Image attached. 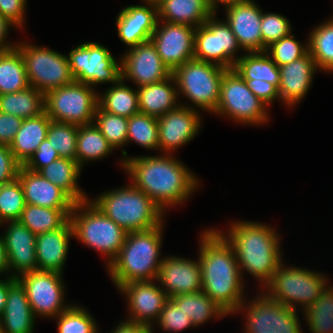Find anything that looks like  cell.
<instances>
[{"label":"cell","instance_id":"19","mask_svg":"<svg viewBox=\"0 0 333 333\" xmlns=\"http://www.w3.org/2000/svg\"><path fill=\"white\" fill-rule=\"evenodd\" d=\"M183 104L158 117L159 149L172 152L192 140L201 127L200 114Z\"/></svg>","mask_w":333,"mask_h":333},{"label":"cell","instance_id":"3","mask_svg":"<svg viewBox=\"0 0 333 333\" xmlns=\"http://www.w3.org/2000/svg\"><path fill=\"white\" fill-rule=\"evenodd\" d=\"M228 232L219 231L233 247L241 275L246 270L266 285L282 261L276 230L261 223L238 221Z\"/></svg>","mask_w":333,"mask_h":333},{"label":"cell","instance_id":"6","mask_svg":"<svg viewBox=\"0 0 333 333\" xmlns=\"http://www.w3.org/2000/svg\"><path fill=\"white\" fill-rule=\"evenodd\" d=\"M81 210H83L82 213ZM69 220L73 228V237L105 254L108 258L107 266H109L119 254L127 232L108 218L89 199L75 203Z\"/></svg>","mask_w":333,"mask_h":333},{"label":"cell","instance_id":"41","mask_svg":"<svg viewBox=\"0 0 333 333\" xmlns=\"http://www.w3.org/2000/svg\"><path fill=\"white\" fill-rule=\"evenodd\" d=\"M304 313L312 333H333V287L326 288Z\"/></svg>","mask_w":333,"mask_h":333},{"label":"cell","instance_id":"33","mask_svg":"<svg viewBox=\"0 0 333 333\" xmlns=\"http://www.w3.org/2000/svg\"><path fill=\"white\" fill-rule=\"evenodd\" d=\"M233 69L244 80L259 79L272 83L277 88L279 87V67L272 61L265 51L248 52L247 55L240 56L235 62Z\"/></svg>","mask_w":333,"mask_h":333},{"label":"cell","instance_id":"38","mask_svg":"<svg viewBox=\"0 0 333 333\" xmlns=\"http://www.w3.org/2000/svg\"><path fill=\"white\" fill-rule=\"evenodd\" d=\"M112 150L113 147L94 123L78 126L76 158L81 167L84 162L101 159Z\"/></svg>","mask_w":333,"mask_h":333},{"label":"cell","instance_id":"29","mask_svg":"<svg viewBox=\"0 0 333 333\" xmlns=\"http://www.w3.org/2000/svg\"><path fill=\"white\" fill-rule=\"evenodd\" d=\"M157 7L159 21L194 28L203 25L213 14L207 0H161Z\"/></svg>","mask_w":333,"mask_h":333},{"label":"cell","instance_id":"36","mask_svg":"<svg viewBox=\"0 0 333 333\" xmlns=\"http://www.w3.org/2000/svg\"><path fill=\"white\" fill-rule=\"evenodd\" d=\"M170 299L190 317L193 327L207 322L213 316H227V313L202 290L175 295Z\"/></svg>","mask_w":333,"mask_h":333},{"label":"cell","instance_id":"46","mask_svg":"<svg viewBox=\"0 0 333 333\" xmlns=\"http://www.w3.org/2000/svg\"><path fill=\"white\" fill-rule=\"evenodd\" d=\"M308 51V43L306 45L300 44L291 33L271 43L265 50L278 67L303 57Z\"/></svg>","mask_w":333,"mask_h":333},{"label":"cell","instance_id":"35","mask_svg":"<svg viewBox=\"0 0 333 333\" xmlns=\"http://www.w3.org/2000/svg\"><path fill=\"white\" fill-rule=\"evenodd\" d=\"M29 86L20 51L15 47L0 52V95L18 92Z\"/></svg>","mask_w":333,"mask_h":333},{"label":"cell","instance_id":"21","mask_svg":"<svg viewBox=\"0 0 333 333\" xmlns=\"http://www.w3.org/2000/svg\"><path fill=\"white\" fill-rule=\"evenodd\" d=\"M144 1L146 6L125 7L116 20L118 36L129 48L149 41L157 27L158 7L150 0Z\"/></svg>","mask_w":333,"mask_h":333},{"label":"cell","instance_id":"22","mask_svg":"<svg viewBox=\"0 0 333 333\" xmlns=\"http://www.w3.org/2000/svg\"><path fill=\"white\" fill-rule=\"evenodd\" d=\"M157 281L164 287L163 290L168 298L200 291L202 290L200 262L176 256L163 258Z\"/></svg>","mask_w":333,"mask_h":333},{"label":"cell","instance_id":"51","mask_svg":"<svg viewBox=\"0 0 333 333\" xmlns=\"http://www.w3.org/2000/svg\"><path fill=\"white\" fill-rule=\"evenodd\" d=\"M26 2V0H0V14L16 27H22Z\"/></svg>","mask_w":333,"mask_h":333},{"label":"cell","instance_id":"8","mask_svg":"<svg viewBox=\"0 0 333 333\" xmlns=\"http://www.w3.org/2000/svg\"><path fill=\"white\" fill-rule=\"evenodd\" d=\"M227 70L214 63L192 59L176 68L172 75L178 92L202 110L214 113L219 103L222 77Z\"/></svg>","mask_w":333,"mask_h":333},{"label":"cell","instance_id":"27","mask_svg":"<svg viewBox=\"0 0 333 333\" xmlns=\"http://www.w3.org/2000/svg\"><path fill=\"white\" fill-rule=\"evenodd\" d=\"M73 228L68 220L61 228L36 235L35 249L39 271L62 273Z\"/></svg>","mask_w":333,"mask_h":333},{"label":"cell","instance_id":"23","mask_svg":"<svg viewBox=\"0 0 333 333\" xmlns=\"http://www.w3.org/2000/svg\"><path fill=\"white\" fill-rule=\"evenodd\" d=\"M8 224L9 227L1 237L7 252L9 270L14 268L16 273L18 272L10 276L17 278L22 274L37 271L36 235L19 220L8 221Z\"/></svg>","mask_w":333,"mask_h":333},{"label":"cell","instance_id":"14","mask_svg":"<svg viewBox=\"0 0 333 333\" xmlns=\"http://www.w3.org/2000/svg\"><path fill=\"white\" fill-rule=\"evenodd\" d=\"M16 279L25 288L34 316L57 317L70 307L64 306L62 273L37 270Z\"/></svg>","mask_w":333,"mask_h":333},{"label":"cell","instance_id":"54","mask_svg":"<svg viewBox=\"0 0 333 333\" xmlns=\"http://www.w3.org/2000/svg\"><path fill=\"white\" fill-rule=\"evenodd\" d=\"M153 328L145 324L122 322L111 333H152Z\"/></svg>","mask_w":333,"mask_h":333},{"label":"cell","instance_id":"32","mask_svg":"<svg viewBox=\"0 0 333 333\" xmlns=\"http://www.w3.org/2000/svg\"><path fill=\"white\" fill-rule=\"evenodd\" d=\"M45 95L29 86L21 91L0 95V111L21 119L36 117L45 111Z\"/></svg>","mask_w":333,"mask_h":333},{"label":"cell","instance_id":"59","mask_svg":"<svg viewBox=\"0 0 333 333\" xmlns=\"http://www.w3.org/2000/svg\"><path fill=\"white\" fill-rule=\"evenodd\" d=\"M150 1L154 2L157 5L161 0H150Z\"/></svg>","mask_w":333,"mask_h":333},{"label":"cell","instance_id":"49","mask_svg":"<svg viewBox=\"0 0 333 333\" xmlns=\"http://www.w3.org/2000/svg\"><path fill=\"white\" fill-rule=\"evenodd\" d=\"M59 158L58 152L51 146L47 138H45L38 146L37 151L33 153L23 167L30 171L38 172L41 168Z\"/></svg>","mask_w":333,"mask_h":333},{"label":"cell","instance_id":"20","mask_svg":"<svg viewBox=\"0 0 333 333\" xmlns=\"http://www.w3.org/2000/svg\"><path fill=\"white\" fill-rule=\"evenodd\" d=\"M227 23L240 48L246 52H262V11L252 0H242L226 7Z\"/></svg>","mask_w":333,"mask_h":333},{"label":"cell","instance_id":"37","mask_svg":"<svg viewBox=\"0 0 333 333\" xmlns=\"http://www.w3.org/2000/svg\"><path fill=\"white\" fill-rule=\"evenodd\" d=\"M99 97L98 105L106 112L126 118L140 112L137 90L126 86L122 78Z\"/></svg>","mask_w":333,"mask_h":333},{"label":"cell","instance_id":"45","mask_svg":"<svg viewBox=\"0 0 333 333\" xmlns=\"http://www.w3.org/2000/svg\"><path fill=\"white\" fill-rule=\"evenodd\" d=\"M58 333H98L94 318L79 306H70L58 315Z\"/></svg>","mask_w":333,"mask_h":333},{"label":"cell","instance_id":"55","mask_svg":"<svg viewBox=\"0 0 333 333\" xmlns=\"http://www.w3.org/2000/svg\"><path fill=\"white\" fill-rule=\"evenodd\" d=\"M10 26H15L12 24L5 16L0 14V52L10 50L16 47V45H12V43H8L5 41L8 29Z\"/></svg>","mask_w":333,"mask_h":333},{"label":"cell","instance_id":"15","mask_svg":"<svg viewBox=\"0 0 333 333\" xmlns=\"http://www.w3.org/2000/svg\"><path fill=\"white\" fill-rule=\"evenodd\" d=\"M261 294L247 306L246 333H302L297 309Z\"/></svg>","mask_w":333,"mask_h":333},{"label":"cell","instance_id":"24","mask_svg":"<svg viewBox=\"0 0 333 333\" xmlns=\"http://www.w3.org/2000/svg\"><path fill=\"white\" fill-rule=\"evenodd\" d=\"M19 179L26 204L52 209H73L75 201L60 187L41 176L20 166Z\"/></svg>","mask_w":333,"mask_h":333},{"label":"cell","instance_id":"4","mask_svg":"<svg viewBox=\"0 0 333 333\" xmlns=\"http://www.w3.org/2000/svg\"><path fill=\"white\" fill-rule=\"evenodd\" d=\"M163 223L152 229L127 232L117 257L107 267L117 288L135 281L157 280Z\"/></svg>","mask_w":333,"mask_h":333},{"label":"cell","instance_id":"50","mask_svg":"<svg viewBox=\"0 0 333 333\" xmlns=\"http://www.w3.org/2000/svg\"><path fill=\"white\" fill-rule=\"evenodd\" d=\"M20 166L9 146L0 144V185L15 180Z\"/></svg>","mask_w":333,"mask_h":333},{"label":"cell","instance_id":"44","mask_svg":"<svg viewBox=\"0 0 333 333\" xmlns=\"http://www.w3.org/2000/svg\"><path fill=\"white\" fill-rule=\"evenodd\" d=\"M25 206L24 191L18 178L0 185V225L19 220Z\"/></svg>","mask_w":333,"mask_h":333},{"label":"cell","instance_id":"10","mask_svg":"<svg viewBox=\"0 0 333 333\" xmlns=\"http://www.w3.org/2000/svg\"><path fill=\"white\" fill-rule=\"evenodd\" d=\"M16 48L23 57L29 85L44 95L75 81L67 56L29 43H19Z\"/></svg>","mask_w":333,"mask_h":333},{"label":"cell","instance_id":"16","mask_svg":"<svg viewBox=\"0 0 333 333\" xmlns=\"http://www.w3.org/2000/svg\"><path fill=\"white\" fill-rule=\"evenodd\" d=\"M159 23L158 20L150 40L155 45L163 63L173 72L187 61L194 59L196 28L168 22L162 23L160 27Z\"/></svg>","mask_w":333,"mask_h":333},{"label":"cell","instance_id":"7","mask_svg":"<svg viewBox=\"0 0 333 333\" xmlns=\"http://www.w3.org/2000/svg\"><path fill=\"white\" fill-rule=\"evenodd\" d=\"M281 262L265 285V292L276 302L296 309L295 303L307 309L327 288L325 276L311 270L296 267L285 268Z\"/></svg>","mask_w":333,"mask_h":333},{"label":"cell","instance_id":"39","mask_svg":"<svg viewBox=\"0 0 333 333\" xmlns=\"http://www.w3.org/2000/svg\"><path fill=\"white\" fill-rule=\"evenodd\" d=\"M309 53L315 61L317 68L324 71H333V18L318 25L308 40Z\"/></svg>","mask_w":333,"mask_h":333},{"label":"cell","instance_id":"1","mask_svg":"<svg viewBox=\"0 0 333 333\" xmlns=\"http://www.w3.org/2000/svg\"><path fill=\"white\" fill-rule=\"evenodd\" d=\"M121 162L131 176L132 184L143 191L165 212L167 206L181 204L191 196L199 183L194 174L171 153L164 156H140Z\"/></svg>","mask_w":333,"mask_h":333},{"label":"cell","instance_id":"58","mask_svg":"<svg viewBox=\"0 0 333 333\" xmlns=\"http://www.w3.org/2000/svg\"><path fill=\"white\" fill-rule=\"evenodd\" d=\"M242 0H207L210 10L215 13L217 11V4L220 2L223 3L225 7L231 6L236 2H240Z\"/></svg>","mask_w":333,"mask_h":333},{"label":"cell","instance_id":"26","mask_svg":"<svg viewBox=\"0 0 333 333\" xmlns=\"http://www.w3.org/2000/svg\"><path fill=\"white\" fill-rule=\"evenodd\" d=\"M35 316L25 288L12 276H8L6 306L0 317L2 333H33Z\"/></svg>","mask_w":333,"mask_h":333},{"label":"cell","instance_id":"60","mask_svg":"<svg viewBox=\"0 0 333 333\" xmlns=\"http://www.w3.org/2000/svg\"><path fill=\"white\" fill-rule=\"evenodd\" d=\"M0 333H2L1 320H0Z\"/></svg>","mask_w":333,"mask_h":333},{"label":"cell","instance_id":"12","mask_svg":"<svg viewBox=\"0 0 333 333\" xmlns=\"http://www.w3.org/2000/svg\"><path fill=\"white\" fill-rule=\"evenodd\" d=\"M68 62L74 80L91 87L116 83L121 78V62L109 50L95 42L83 43L71 50Z\"/></svg>","mask_w":333,"mask_h":333},{"label":"cell","instance_id":"28","mask_svg":"<svg viewBox=\"0 0 333 333\" xmlns=\"http://www.w3.org/2000/svg\"><path fill=\"white\" fill-rule=\"evenodd\" d=\"M176 87L173 75L163 81L139 87L137 94L140 113L158 118L176 109L179 106L176 103L179 96Z\"/></svg>","mask_w":333,"mask_h":333},{"label":"cell","instance_id":"25","mask_svg":"<svg viewBox=\"0 0 333 333\" xmlns=\"http://www.w3.org/2000/svg\"><path fill=\"white\" fill-rule=\"evenodd\" d=\"M309 51L295 61L279 67V99L289 106L295 105L308 92L317 70Z\"/></svg>","mask_w":333,"mask_h":333},{"label":"cell","instance_id":"40","mask_svg":"<svg viewBox=\"0 0 333 333\" xmlns=\"http://www.w3.org/2000/svg\"><path fill=\"white\" fill-rule=\"evenodd\" d=\"M130 141L147 149H159L158 118L140 112L129 117L127 142Z\"/></svg>","mask_w":333,"mask_h":333},{"label":"cell","instance_id":"31","mask_svg":"<svg viewBox=\"0 0 333 333\" xmlns=\"http://www.w3.org/2000/svg\"><path fill=\"white\" fill-rule=\"evenodd\" d=\"M81 169L78 162L60 157L41 168L38 173L54 185L60 187L78 203L88 200L85 193L77 186Z\"/></svg>","mask_w":333,"mask_h":333},{"label":"cell","instance_id":"2","mask_svg":"<svg viewBox=\"0 0 333 333\" xmlns=\"http://www.w3.org/2000/svg\"><path fill=\"white\" fill-rule=\"evenodd\" d=\"M202 291L227 314L244 310V288L233 247L218 232H203L200 242Z\"/></svg>","mask_w":333,"mask_h":333},{"label":"cell","instance_id":"13","mask_svg":"<svg viewBox=\"0 0 333 333\" xmlns=\"http://www.w3.org/2000/svg\"><path fill=\"white\" fill-rule=\"evenodd\" d=\"M240 50L236 37L226 21H218L213 13L195 29L194 59L233 69Z\"/></svg>","mask_w":333,"mask_h":333},{"label":"cell","instance_id":"53","mask_svg":"<svg viewBox=\"0 0 333 333\" xmlns=\"http://www.w3.org/2000/svg\"><path fill=\"white\" fill-rule=\"evenodd\" d=\"M250 90L258 97L268 108V106L279 98L278 88L269 82L262 80H245Z\"/></svg>","mask_w":333,"mask_h":333},{"label":"cell","instance_id":"34","mask_svg":"<svg viewBox=\"0 0 333 333\" xmlns=\"http://www.w3.org/2000/svg\"><path fill=\"white\" fill-rule=\"evenodd\" d=\"M73 209H52L26 204L19 221L33 234L55 231L68 220Z\"/></svg>","mask_w":333,"mask_h":333},{"label":"cell","instance_id":"47","mask_svg":"<svg viewBox=\"0 0 333 333\" xmlns=\"http://www.w3.org/2000/svg\"><path fill=\"white\" fill-rule=\"evenodd\" d=\"M290 22L282 15L275 13L262 12L261 36L262 52L266 50L271 43L280 40L291 33Z\"/></svg>","mask_w":333,"mask_h":333},{"label":"cell","instance_id":"42","mask_svg":"<svg viewBox=\"0 0 333 333\" xmlns=\"http://www.w3.org/2000/svg\"><path fill=\"white\" fill-rule=\"evenodd\" d=\"M77 133L78 125L51 120L46 138L60 157L77 162Z\"/></svg>","mask_w":333,"mask_h":333},{"label":"cell","instance_id":"43","mask_svg":"<svg viewBox=\"0 0 333 333\" xmlns=\"http://www.w3.org/2000/svg\"><path fill=\"white\" fill-rule=\"evenodd\" d=\"M93 123L113 149L127 143L128 118L104 111L99 105ZM96 122V123H95Z\"/></svg>","mask_w":333,"mask_h":333},{"label":"cell","instance_id":"30","mask_svg":"<svg viewBox=\"0 0 333 333\" xmlns=\"http://www.w3.org/2000/svg\"><path fill=\"white\" fill-rule=\"evenodd\" d=\"M51 118L42 114L24 119L9 148L16 161L23 166L46 138Z\"/></svg>","mask_w":333,"mask_h":333},{"label":"cell","instance_id":"48","mask_svg":"<svg viewBox=\"0 0 333 333\" xmlns=\"http://www.w3.org/2000/svg\"><path fill=\"white\" fill-rule=\"evenodd\" d=\"M165 331L179 332L193 326L189 316L182 311L170 298L164 304L157 321Z\"/></svg>","mask_w":333,"mask_h":333},{"label":"cell","instance_id":"56","mask_svg":"<svg viewBox=\"0 0 333 333\" xmlns=\"http://www.w3.org/2000/svg\"><path fill=\"white\" fill-rule=\"evenodd\" d=\"M8 295V278L6 280H0V317L6 306V299Z\"/></svg>","mask_w":333,"mask_h":333},{"label":"cell","instance_id":"18","mask_svg":"<svg viewBox=\"0 0 333 333\" xmlns=\"http://www.w3.org/2000/svg\"><path fill=\"white\" fill-rule=\"evenodd\" d=\"M119 291L127 296L130 316L126 322L153 326L152 319L158 320L164 304L169 299L164 290L152 280L128 282Z\"/></svg>","mask_w":333,"mask_h":333},{"label":"cell","instance_id":"57","mask_svg":"<svg viewBox=\"0 0 333 333\" xmlns=\"http://www.w3.org/2000/svg\"><path fill=\"white\" fill-rule=\"evenodd\" d=\"M9 271L8 257L2 237H0V273Z\"/></svg>","mask_w":333,"mask_h":333},{"label":"cell","instance_id":"17","mask_svg":"<svg viewBox=\"0 0 333 333\" xmlns=\"http://www.w3.org/2000/svg\"><path fill=\"white\" fill-rule=\"evenodd\" d=\"M126 53L120 60L121 78L132 80L138 88L163 81L172 75L151 40L131 47Z\"/></svg>","mask_w":333,"mask_h":333},{"label":"cell","instance_id":"5","mask_svg":"<svg viewBox=\"0 0 333 333\" xmlns=\"http://www.w3.org/2000/svg\"><path fill=\"white\" fill-rule=\"evenodd\" d=\"M92 203L126 232L148 230L163 223V210L132 183L104 192Z\"/></svg>","mask_w":333,"mask_h":333},{"label":"cell","instance_id":"11","mask_svg":"<svg viewBox=\"0 0 333 333\" xmlns=\"http://www.w3.org/2000/svg\"><path fill=\"white\" fill-rule=\"evenodd\" d=\"M266 107L234 69H228L224 73L215 114L224 117L227 115L234 121L256 125L268 120Z\"/></svg>","mask_w":333,"mask_h":333},{"label":"cell","instance_id":"52","mask_svg":"<svg viewBox=\"0 0 333 333\" xmlns=\"http://www.w3.org/2000/svg\"><path fill=\"white\" fill-rule=\"evenodd\" d=\"M23 119L0 111V144L10 146Z\"/></svg>","mask_w":333,"mask_h":333},{"label":"cell","instance_id":"9","mask_svg":"<svg viewBox=\"0 0 333 333\" xmlns=\"http://www.w3.org/2000/svg\"><path fill=\"white\" fill-rule=\"evenodd\" d=\"M98 98L99 94L90 85L74 81L45 94V112L53 121L78 126L91 124Z\"/></svg>","mask_w":333,"mask_h":333}]
</instances>
